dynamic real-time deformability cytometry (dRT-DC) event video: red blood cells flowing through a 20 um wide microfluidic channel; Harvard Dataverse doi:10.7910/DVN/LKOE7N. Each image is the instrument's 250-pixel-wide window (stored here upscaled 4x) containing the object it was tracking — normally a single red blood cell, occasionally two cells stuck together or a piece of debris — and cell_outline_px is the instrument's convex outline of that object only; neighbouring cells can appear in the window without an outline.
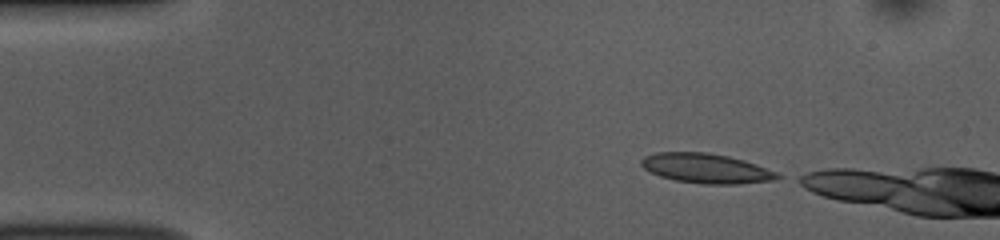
{"species": "common noctule bat (a hibernating species)", "species_latin": "Nyctalus noctula", "temperature_condition": "room temperature", "stored_images_in_passage": 5, "camera_frame_rate_fps": 3000, "um_per_image_px": 0.085, "animal": {"sex": "female", "body_mass_g": 10.0, "forearm_length_mm": 53.1}, "frame": {"image": 1, "passage_image": 1, "time_ms": 0.0, "image_size_px": [1000, 240], "cell_outline_px": [[784, 176], [772, 180], [740, 184], [704, 184], [676, 180], [660, 176], [644, 168], [640, 164], [640, 160], [644, 156], [656, 152], [708, 152], [728, 156], [744, 160], [756, 164], [776, 172]], "centroid_in_image_um": [60.02, 14.3], "position_along_channel_um": 25.0, "area_um2": 23.52}}